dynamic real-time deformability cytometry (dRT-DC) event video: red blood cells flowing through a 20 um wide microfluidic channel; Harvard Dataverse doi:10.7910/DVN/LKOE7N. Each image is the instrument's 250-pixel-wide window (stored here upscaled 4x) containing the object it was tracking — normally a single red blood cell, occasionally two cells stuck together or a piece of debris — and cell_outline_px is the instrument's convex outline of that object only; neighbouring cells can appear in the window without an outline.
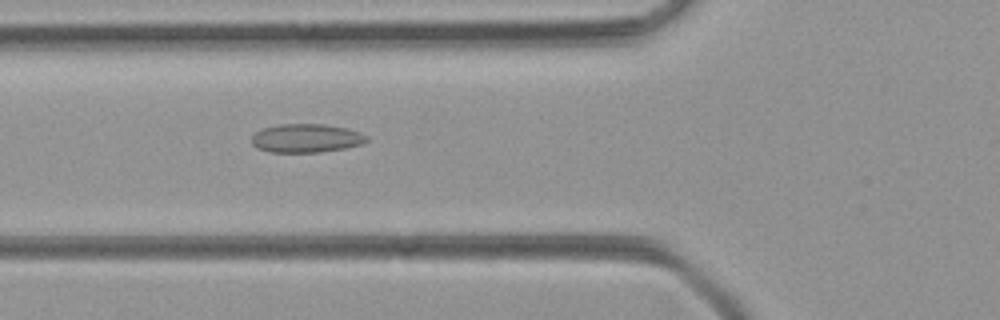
{"species": "common noctule bat (a hibernating species)", "species_latin": "Nyctalus noctula", "temperature_condition": "room temperature", "stored_images_in_passage": 32, "camera_frame_rate_fps": 3000, "um_per_image_px": 0.085, "animal": {"sex": "female", "body_mass_g": 21.9}, "frame": {"image": 1, "passage_image": 3, "time_ms": 0.667, "image_size_px": [1000, 320], "cell_outline_px": [[368, 140], [360, 144], [344, 148], [320, 152], [268, 152], [256, 148], [252, 144], [252, 136], [256, 132], [264, 128], [280, 124], [324, 124], [348, 128], [360, 132], [368, 136]], "centroid_in_image_um": [26.02, 11.74], "position_along_channel_um": 99.8, "area_um2": 19.19}}
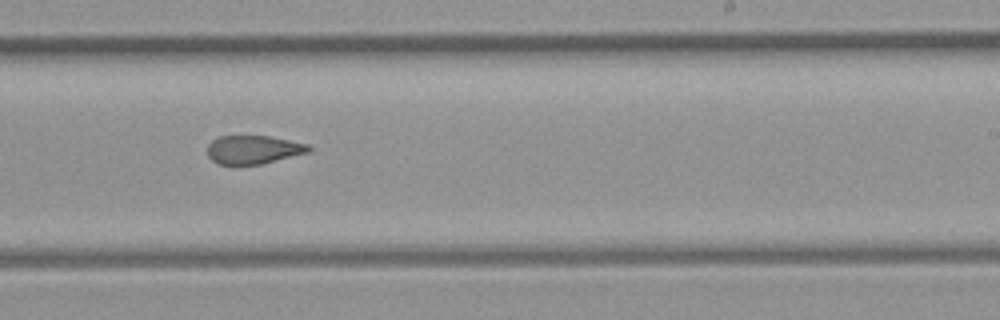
{"frame": {"image": 2, "passage_image": 15, "time_ms": 4.667, "image_size_px": [1000, 320], "cell_outline_px": [[312, 148], [308, 152], [264, 164], [232, 168], [216, 164], [208, 156], [208, 144], [212, 140], [220, 136], [268, 136], [308, 144]], "centroid_in_image_um": [21.47, 12.78], "position_along_channel_um": 267.5, "area_um2": 17.46}}
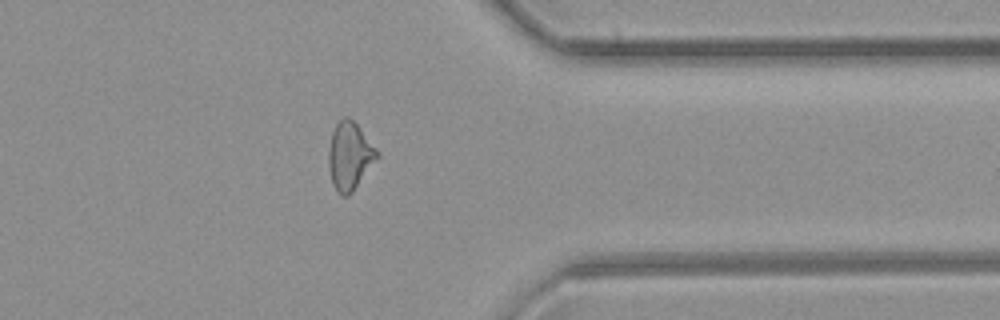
{"frame": {"image": 3, "passage_image": 24, "time_ms": 7.667, "image_size_px": [1000, 320], "cell_outline_px": [[380, 156], [352, 192], [348, 196], [340, 196], [336, 192], [332, 184], [328, 168], [328, 148], [332, 132], [336, 124], [344, 116], [348, 116], [356, 124], [380, 152]], "centroid_in_image_um": [29.71, 13.28], "position_along_channel_um": 381.7, "area_um2": 19.36}}